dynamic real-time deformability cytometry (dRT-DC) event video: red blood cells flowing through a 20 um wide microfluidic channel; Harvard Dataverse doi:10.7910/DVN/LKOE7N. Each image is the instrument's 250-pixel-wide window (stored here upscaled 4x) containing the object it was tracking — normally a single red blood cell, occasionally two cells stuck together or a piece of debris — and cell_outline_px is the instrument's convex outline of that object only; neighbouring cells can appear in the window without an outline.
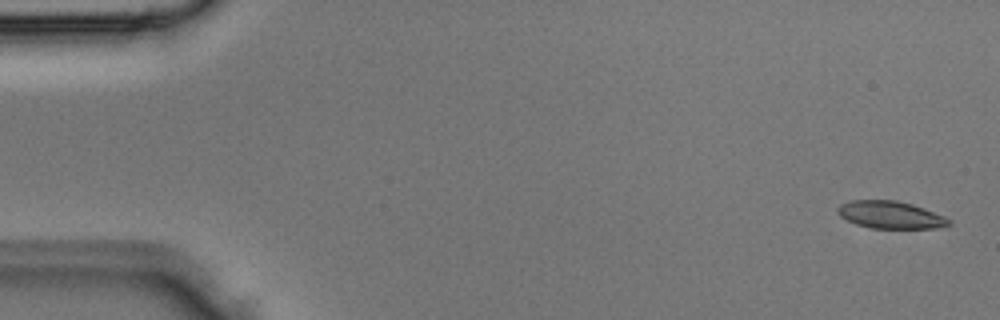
{"species": "Egyptian fruit bat (a non-hibernating species)", "species_latin": "Rousettus aegyptiacus", "temperature_condition": "room temperature", "stored_images_in_passage": 3, "camera_frame_rate_fps": 3000, "um_per_image_px": 0.085, "animal": {"sex": "male"}, "frame": {"image": 1, "passage_image": 1, "time_ms": 0.0, "image_size_px": [1000, 320], "cell_outline_px": [[948, 224], [936, 228], [872, 228], [856, 224], [840, 216], [836, 212], [836, 208], [840, 204], [852, 200], [896, 200], [912, 204], [924, 208], [944, 216], [948, 220]], "centroid_in_image_um": [75.62, 18.25], "position_along_channel_um": 9.4, "area_um2": 17.57}}